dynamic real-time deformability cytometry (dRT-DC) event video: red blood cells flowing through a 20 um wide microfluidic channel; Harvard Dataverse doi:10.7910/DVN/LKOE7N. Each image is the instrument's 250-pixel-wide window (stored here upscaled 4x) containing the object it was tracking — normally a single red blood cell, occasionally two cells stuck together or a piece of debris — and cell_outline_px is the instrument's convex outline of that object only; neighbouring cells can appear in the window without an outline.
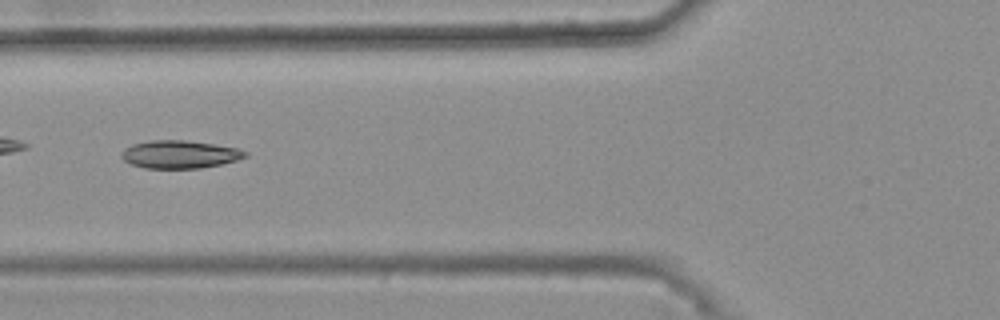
{"species": "common noctule bat (a hibernating species)", "species_latin": "Nyctalus noctula", "temperature_condition": "warm", "stored_images_in_passage": 32, "camera_frame_rate_fps": 3000, "um_per_image_px": 0.085, "animal": {"sex": "female", "body_mass_g": 25.1}, "frame": {"image": 1, "passage_image": 5, "time_ms": 1.333, "image_size_px": [1000, 320], "cell_outline_px": [[248, 156], [236, 160], [220, 164], [200, 168], [144, 168], [132, 164], [124, 160], [120, 156], [132, 144], [152, 140], [184, 140], [212, 144], [236, 148], [248, 152]], "centroid_in_image_um": [15.29, 13.12], "position_along_channel_um": 110.5, "area_um2": 19.77}, "authors_computed_cell_mechanics": {"area_um2": 19.5942, "velocity_mm_per_s": 3.7126, "shape_relaxation_time_tau1_ms": null, "shape_relaxation_time_tau2_ms": 4.332, "deformation_change_tau1": null, "deformation_change_tau2": 0.0892}}